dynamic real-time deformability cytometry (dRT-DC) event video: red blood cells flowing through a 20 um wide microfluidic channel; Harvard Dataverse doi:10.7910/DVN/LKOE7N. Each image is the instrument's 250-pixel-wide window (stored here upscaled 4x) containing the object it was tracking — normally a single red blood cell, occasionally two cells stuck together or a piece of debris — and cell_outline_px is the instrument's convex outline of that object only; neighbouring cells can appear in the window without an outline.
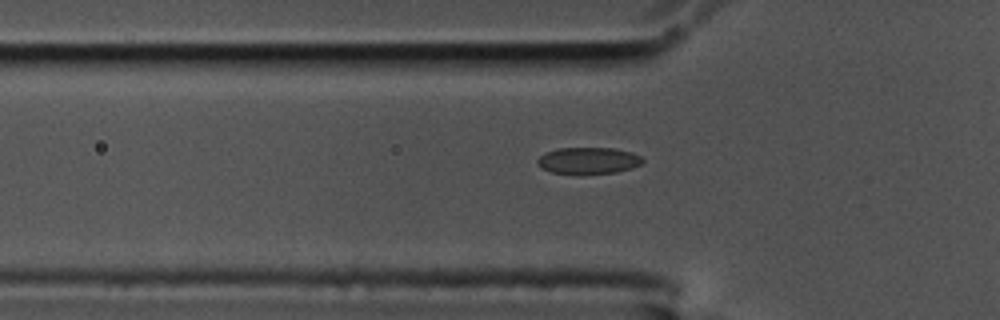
{"species": "common noctule bat (a hibernating species)", "species_latin": "Nyctalus noctula", "temperature_condition": "cold", "stored_images_in_passage": 39, "camera_frame_rate_fps": 3000, "um_per_image_px": 0.085, "animal": {"sex": "male", "body_mass_g": 17.5, "forearm_length_mm": 52.3}, "frame": {"image": 1, "passage_image": 2, "time_ms": 0.333, "image_size_px": [1000, 320], "cell_outline_px": [[644, 160], [640, 164], [632, 168], [616, 172], [580, 176], [552, 172], [540, 168], [536, 164], [536, 160], [544, 152], [556, 148], [616, 148], [632, 152], [640, 156]], "centroid_in_image_um": [49.96, 13.67], "position_along_channel_um": 75.8, "area_um2": 16.94}}
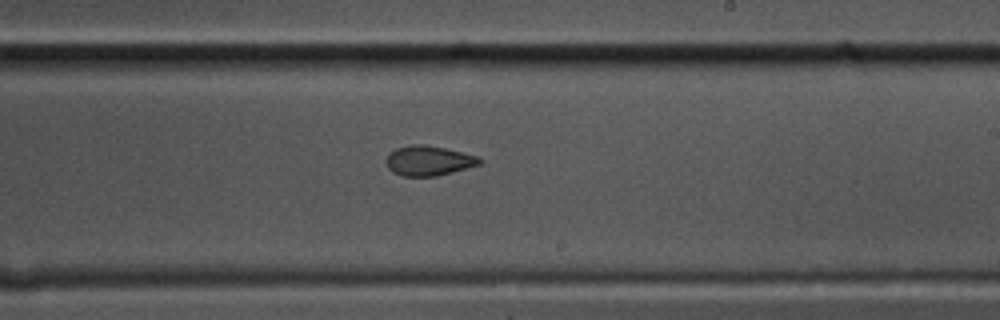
{"frame": {"image": 2, "passage_image": 17, "time_ms": 5.333, "image_size_px": [1000, 320], "cell_outline_px": [[484, 160], [480, 164], [436, 176], [400, 176], [392, 172], [388, 168], [388, 156], [396, 148], [412, 144], [424, 144], [444, 148], [480, 156]], "centroid_in_image_um": [36.47, 13.66], "position_along_channel_um": 252.5, "area_um2": 16.13}}
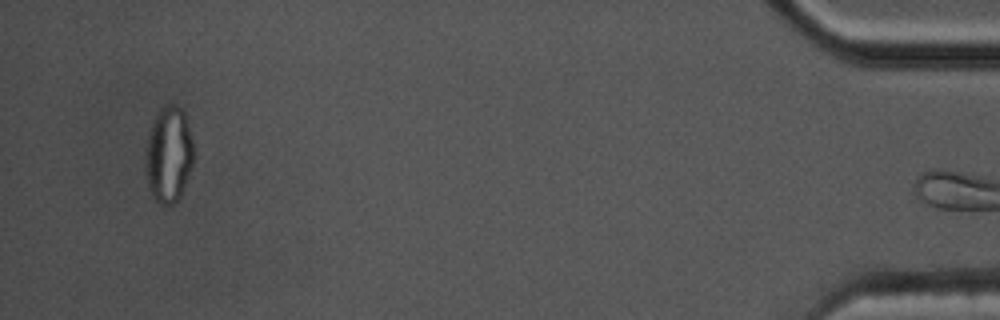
{"frame": {"image": 3, "passage_image": 38, "time_ms": 12.333, "image_size_px": [1000, 320], "cell_outline_px": [[192, 164], [180, 196], [172, 204], [160, 204], [152, 196], [148, 184], [144, 168], [144, 156], [148, 136], [152, 120], [156, 112], [160, 108], [168, 104], [176, 104], [184, 112], [192, 140]], "centroid_in_image_um": [14.29, 13.11], "position_along_channel_um": 420.9, "area_um2": 26.88}, "authors_computed_cell_mechanics": {"area_um2": 16.9354, "velocity_mm_per_s": 3.5275, "shape_relaxation_time_tau1_ms": null, "shape_relaxation_time_tau2_ms": 1.3886, "deformation_change_tau1": null, "deformation_change_tau2": 0.0683}}